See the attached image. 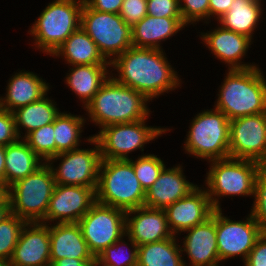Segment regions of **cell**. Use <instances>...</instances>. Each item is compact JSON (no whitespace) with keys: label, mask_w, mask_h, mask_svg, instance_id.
<instances>
[{"label":"cell","mask_w":266,"mask_h":266,"mask_svg":"<svg viewBox=\"0 0 266 266\" xmlns=\"http://www.w3.org/2000/svg\"><path fill=\"white\" fill-rule=\"evenodd\" d=\"M96 189L56 184L45 217L40 222L78 223L96 202Z\"/></svg>","instance_id":"obj_15"},{"label":"cell","mask_w":266,"mask_h":266,"mask_svg":"<svg viewBox=\"0 0 266 266\" xmlns=\"http://www.w3.org/2000/svg\"><path fill=\"white\" fill-rule=\"evenodd\" d=\"M146 191L129 160L102 159L96 201L128 211L144 206Z\"/></svg>","instance_id":"obj_4"},{"label":"cell","mask_w":266,"mask_h":266,"mask_svg":"<svg viewBox=\"0 0 266 266\" xmlns=\"http://www.w3.org/2000/svg\"><path fill=\"white\" fill-rule=\"evenodd\" d=\"M145 120L112 124L102 128L93 137L97 140L102 159L129 160L128 153L144 145L169 129L145 126Z\"/></svg>","instance_id":"obj_11"},{"label":"cell","mask_w":266,"mask_h":266,"mask_svg":"<svg viewBox=\"0 0 266 266\" xmlns=\"http://www.w3.org/2000/svg\"><path fill=\"white\" fill-rule=\"evenodd\" d=\"M80 27L95 42L106 61L114 59L132 46V27L119 14L91 9L85 2L81 11Z\"/></svg>","instance_id":"obj_9"},{"label":"cell","mask_w":266,"mask_h":266,"mask_svg":"<svg viewBox=\"0 0 266 266\" xmlns=\"http://www.w3.org/2000/svg\"><path fill=\"white\" fill-rule=\"evenodd\" d=\"M131 214L135 216L129 218ZM125 229V236L130 237L137 246L174 237L165 210L147 206L126 211Z\"/></svg>","instance_id":"obj_18"},{"label":"cell","mask_w":266,"mask_h":266,"mask_svg":"<svg viewBox=\"0 0 266 266\" xmlns=\"http://www.w3.org/2000/svg\"><path fill=\"white\" fill-rule=\"evenodd\" d=\"M123 238H120L118 241L111 244L109 247H107L98 257H96L101 263L107 265V266H137L138 264V246L136 243L132 241L130 237H128L130 244L132 246V250H130L129 255H123L121 252H123L122 247H119L120 245H128L125 243V241L121 240ZM120 242L122 244H120Z\"/></svg>","instance_id":"obj_35"},{"label":"cell","mask_w":266,"mask_h":266,"mask_svg":"<svg viewBox=\"0 0 266 266\" xmlns=\"http://www.w3.org/2000/svg\"><path fill=\"white\" fill-rule=\"evenodd\" d=\"M0 266H13L8 259L0 258Z\"/></svg>","instance_id":"obj_47"},{"label":"cell","mask_w":266,"mask_h":266,"mask_svg":"<svg viewBox=\"0 0 266 266\" xmlns=\"http://www.w3.org/2000/svg\"><path fill=\"white\" fill-rule=\"evenodd\" d=\"M43 96L40 100L20 107L13 111L15 127L18 137H21L22 126L26 132L24 138L32 131L54 122L60 114L56 105L49 98Z\"/></svg>","instance_id":"obj_29"},{"label":"cell","mask_w":266,"mask_h":266,"mask_svg":"<svg viewBox=\"0 0 266 266\" xmlns=\"http://www.w3.org/2000/svg\"><path fill=\"white\" fill-rule=\"evenodd\" d=\"M26 221L10 213L0 222V258L10 260Z\"/></svg>","instance_id":"obj_33"},{"label":"cell","mask_w":266,"mask_h":266,"mask_svg":"<svg viewBox=\"0 0 266 266\" xmlns=\"http://www.w3.org/2000/svg\"><path fill=\"white\" fill-rule=\"evenodd\" d=\"M179 2L181 17L186 25L209 18V0H179Z\"/></svg>","instance_id":"obj_37"},{"label":"cell","mask_w":266,"mask_h":266,"mask_svg":"<svg viewBox=\"0 0 266 266\" xmlns=\"http://www.w3.org/2000/svg\"><path fill=\"white\" fill-rule=\"evenodd\" d=\"M147 15L182 18L179 0H147Z\"/></svg>","instance_id":"obj_39"},{"label":"cell","mask_w":266,"mask_h":266,"mask_svg":"<svg viewBox=\"0 0 266 266\" xmlns=\"http://www.w3.org/2000/svg\"><path fill=\"white\" fill-rule=\"evenodd\" d=\"M10 202L6 192L0 194V222L10 214Z\"/></svg>","instance_id":"obj_45"},{"label":"cell","mask_w":266,"mask_h":266,"mask_svg":"<svg viewBox=\"0 0 266 266\" xmlns=\"http://www.w3.org/2000/svg\"><path fill=\"white\" fill-rule=\"evenodd\" d=\"M110 64L76 65L66 77V83L83 101L84 107L109 79L107 68ZM107 67V68H106Z\"/></svg>","instance_id":"obj_27"},{"label":"cell","mask_w":266,"mask_h":266,"mask_svg":"<svg viewBox=\"0 0 266 266\" xmlns=\"http://www.w3.org/2000/svg\"><path fill=\"white\" fill-rule=\"evenodd\" d=\"M175 237L138 246L137 266H187Z\"/></svg>","instance_id":"obj_30"},{"label":"cell","mask_w":266,"mask_h":266,"mask_svg":"<svg viewBox=\"0 0 266 266\" xmlns=\"http://www.w3.org/2000/svg\"><path fill=\"white\" fill-rule=\"evenodd\" d=\"M190 127L184 146L186 152L209 161L229 157L230 120L223 112L217 109L201 112Z\"/></svg>","instance_id":"obj_8"},{"label":"cell","mask_w":266,"mask_h":266,"mask_svg":"<svg viewBox=\"0 0 266 266\" xmlns=\"http://www.w3.org/2000/svg\"><path fill=\"white\" fill-rule=\"evenodd\" d=\"M197 185L185 179L182 166L164 169L146 190L144 206L165 209L177 200L189 195Z\"/></svg>","instance_id":"obj_20"},{"label":"cell","mask_w":266,"mask_h":266,"mask_svg":"<svg viewBox=\"0 0 266 266\" xmlns=\"http://www.w3.org/2000/svg\"><path fill=\"white\" fill-rule=\"evenodd\" d=\"M229 157L266 165V112L230 120Z\"/></svg>","instance_id":"obj_13"},{"label":"cell","mask_w":266,"mask_h":266,"mask_svg":"<svg viewBox=\"0 0 266 266\" xmlns=\"http://www.w3.org/2000/svg\"><path fill=\"white\" fill-rule=\"evenodd\" d=\"M166 59L162 49L131 46L115 59H109L110 66L119 74V78H112L152 100L180 84L176 71Z\"/></svg>","instance_id":"obj_1"},{"label":"cell","mask_w":266,"mask_h":266,"mask_svg":"<svg viewBox=\"0 0 266 266\" xmlns=\"http://www.w3.org/2000/svg\"><path fill=\"white\" fill-rule=\"evenodd\" d=\"M23 140L45 162L56 156L54 122L30 132Z\"/></svg>","instance_id":"obj_32"},{"label":"cell","mask_w":266,"mask_h":266,"mask_svg":"<svg viewBox=\"0 0 266 266\" xmlns=\"http://www.w3.org/2000/svg\"><path fill=\"white\" fill-rule=\"evenodd\" d=\"M253 196L255 201L250 214L266 233V165H262L259 169Z\"/></svg>","instance_id":"obj_36"},{"label":"cell","mask_w":266,"mask_h":266,"mask_svg":"<svg viewBox=\"0 0 266 266\" xmlns=\"http://www.w3.org/2000/svg\"><path fill=\"white\" fill-rule=\"evenodd\" d=\"M55 185L51 167L43 162L35 172L8 187L10 212L26 222H40L45 217Z\"/></svg>","instance_id":"obj_6"},{"label":"cell","mask_w":266,"mask_h":266,"mask_svg":"<svg viewBox=\"0 0 266 266\" xmlns=\"http://www.w3.org/2000/svg\"><path fill=\"white\" fill-rule=\"evenodd\" d=\"M225 77L215 109L229 120L266 112V80L257 66L229 70Z\"/></svg>","instance_id":"obj_3"},{"label":"cell","mask_w":266,"mask_h":266,"mask_svg":"<svg viewBox=\"0 0 266 266\" xmlns=\"http://www.w3.org/2000/svg\"><path fill=\"white\" fill-rule=\"evenodd\" d=\"M184 26L182 18L146 15L132 27V46L161 49L159 42L177 34Z\"/></svg>","instance_id":"obj_24"},{"label":"cell","mask_w":266,"mask_h":266,"mask_svg":"<svg viewBox=\"0 0 266 266\" xmlns=\"http://www.w3.org/2000/svg\"><path fill=\"white\" fill-rule=\"evenodd\" d=\"M84 0H54L40 14L29 31L43 53L53 55L80 28Z\"/></svg>","instance_id":"obj_5"},{"label":"cell","mask_w":266,"mask_h":266,"mask_svg":"<svg viewBox=\"0 0 266 266\" xmlns=\"http://www.w3.org/2000/svg\"><path fill=\"white\" fill-rule=\"evenodd\" d=\"M84 118L67 113H60L54 120V139L56 142V155L78 148L79 137L83 127Z\"/></svg>","instance_id":"obj_31"},{"label":"cell","mask_w":266,"mask_h":266,"mask_svg":"<svg viewBox=\"0 0 266 266\" xmlns=\"http://www.w3.org/2000/svg\"><path fill=\"white\" fill-rule=\"evenodd\" d=\"M43 161L23 139L5 147V192L16 181L35 172Z\"/></svg>","instance_id":"obj_25"},{"label":"cell","mask_w":266,"mask_h":266,"mask_svg":"<svg viewBox=\"0 0 266 266\" xmlns=\"http://www.w3.org/2000/svg\"><path fill=\"white\" fill-rule=\"evenodd\" d=\"M18 139L13 112L0 108V145L6 147Z\"/></svg>","instance_id":"obj_40"},{"label":"cell","mask_w":266,"mask_h":266,"mask_svg":"<svg viewBox=\"0 0 266 266\" xmlns=\"http://www.w3.org/2000/svg\"><path fill=\"white\" fill-rule=\"evenodd\" d=\"M0 189L5 192V146L0 145Z\"/></svg>","instance_id":"obj_46"},{"label":"cell","mask_w":266,"mask_h":266,"mask_svg":"<svg viewBox=\"0 0 266 266\" xmlns=\"http://www.w3.org/2000/svg\"><path fill=\"white\" fill-rule=\"evenodd\" d=\"M209 162L212 164L205 184L208 186L207 195L214 209H221L216 196H250L254 194L256 177L262 166L260 163L230 157Z\"/></svg>","instance_id":"obj_7"},{"label":"cell","mask_w":266,"mask_h":266,"mask_svg":"<svg viewBox=\"0 0 266 266\" xmlns=\"http://www.w3.org/2000/svg\"><path fill=\"white\" fill-rule=\"evenodd\" d=\"M9 80L6 96L0 97V108L10 112L40 100L49 90V85L33 72L20 71Z\"/></svg>","instance_id":"obj_23"},{"label":"cell","mask_w":266,"mask_h":266,"mask_svg":"<svg viewBox=\"0 0 266 266\" xmlns=\"http://www.w3.org/2000/svg\"><path fill=\"white\" fill-rule=\"evenodd\" d=\"M49 234L51 264L63 258L95 260L78 223H57L49 226Z\"/></svg>","instance_id":"obj_22"},{"label":"cell","mask_w":266,"mask_h":266,"mask_svg":"<svg viewBox=\"0 0 266 266\" xmlns=\"http://www.w3.org/2000/svg\"><path fill=\"white\" fill-rule=\"evenodd\" d=\"M64 56L71 66L110 64L100 54L97 45L80 27L73 32L52 56Z\"/></svg>","instance_id":"obj_26"},{"label":"cell","mask_w":266,"mask_h":266,"mask_svg":"<svg viewBox=\"0 0 266 266\" xmlns=\"http://www.w3.org/2000/svg\"><path fill=\"white\" fill-rule=\"evenodd\" d=\"M262 14L261 2L254 0H233L230 9L219 18L222 27L247 36L252 40L255 27Z\"/></svg>","instance_id":"obj_28"},{"label":"cell","mask_w":266,"mask_h":266,"mask_svg":"<svg viewBox=\"0 0 266 266\" xmlns=\"http://www.w3.org/2000/svg\"><path fill=\"white\" fill-rule=\"evenodd\" d=\"M49 224L26 222L10 258L13 266H51Z\"/></svg>","instance_id":"obj_16"},{"label":"cell","mask_w":266,"mask_h":266,"mask_svg":"<svg viewBox=\"0 0 266 266\" xmlns=\"http://www.w3.org/2000/svg\"><path fill=\"white\" fill-rule=\"evenodd\" d=\"M244 263L245 266H266V233L256 241Z\"/></svg>","instance_id":"obj_41"},{"label":"cell","mask_w":266,"mask_h":266,"mask_svg":"<svg viewBox=\"0 0 266 266\" xmlns=\"http://www.w3.org/2000/svg\"><path fill=\"white\" fill-rule=\"evenodd\" d=\"M149 101L139 91L109 79L85 106L91 121L104 128L112 124L132 123L148 119Z\"/></svg>","instance_id":"obj_2"},{"label":"cell","mask_w":266,"mask_h":266,"mask_svg":"<svg viewBox=\"0 0 266 266\" xmlns=\"http://www.w3.org/2000/svg\"><path fill=\"white\" fill-rule=\"evenodd\" d=\"M94 266H107V265L101 263L97 258H95V264H94Z\"/></svg>","instance_id":"obj_48"},{"label":"cell","mask_w":266,"mask_h":266,"mask_svg":"<svg viewBox=\"0 0 266 266\" xmlns=\"http://www.w3.org/2000/svg\"><path fill=\"white\" fill-rule=\"evenodd\" d=\"M184 232H189L183 241V249L190 259L191 266H219L216 235V209L205 222Z\"/></svg>","instance_id":"obj_19"},{"label":"cell","mask_w":266,"mask_h":266,"mask_svg":"<svg viewBox=\"0 0 266 266\" xmlns=\"http://www.w3.org/2000/svg\"><path fill=\"white\" fill-rule=\"evenodd\" d=\"M87 140L96 144L94 149L76 148L59 153L47 161L56 184L97 188L102 157L97 140L92 136ZM57 159L62 160L61 164L56 167L58 169L51 166L52 162Z\"/></svg>","instance_id":"obj_12"},{"label":"cell","mask_w":266,"mask_h":266,"mask_svg":"<svg viewBox=\"0 0 266 266\" xmlns=\"http://www.w3.org/2000/svg\"><path fill=\"white\" fill-rule=\"evenodd\" d=\"M133 165L136 177L146 191L159 177L165 167L164 162L154 154L142 155L136 161L129 159Z\"/></svg>","instance_id":"obj_34"},{"label":"cell","mask_w":266,"mask_h":266,"mask_svg":"<svg viewBox=\"0 0 266 266\" xmlns=\"http://www.w3.org/2000/svg\"><path fill=\"white\" fill-rule=\"evenodd\" d=\"M245 221H233L216 209L217 249L220 261L242 256L246 261L256 241L264 233L259 224L248 215Z\"/></svg>","instance_id":"obj_14"},{"label":"cell","mask_w":266,"mask_h":266,"mask_svg":"<svg viewBox=\"0 0 266 266\" xmlns=\"http://www.w3.org/2000/svg\"><path fill=\"white\" fill-rule=\"evenodd\" d=\"M201 38L213 55L228 64L229 70L256 67L240 63L252 42L247 36L221 26L210 33H203Z\"/></svg>","instance_id":"obj_21"},{"label":"cell","mask_w":266,"mask_h":266,"mask_svg":"<svg viewBox=\"0 0 266 266\" xmlns=\"http://www.w3.org/2000/svg\"><path fill=\"white\" fill-rule=\"evenodd\" d=\"M233 0H209V19L210 16L217 15V19L221 18L230 9Z\"/></svg>","instance_id":"obj_43"},{"label":"cell","mask_w":266,"mask_h":266,"mask_svg":"<svg viewBox=\"0 0 266 266\" xmlns=\"http://www.w3.org/2000/svg\"><path fill=\"white\" fill-rule=\"evenodd\" d=\"M93 10L119 14L123 0H84Z\"/></svg>","instance_id":"obj_42"},{"label":"cell","mask_w":266,"mask_h":266,"mask_svg":"<svg viewBox=\"0 0 266 266\" xmlns=\"http://www.w3.org/2000/svg\"><path fill=\"white\" fill-rule=\"evenodd\" d=\"M119 15L133 27L147 15V0H123Z\"/></svg>","instance_id":"obj_38"},{"label":"cell","mask_w":266,"mask_h":266,"mask_svg":"<svg viewBox=\"0 0 266 266\" xmlns=\"http://www.w3.org/2000/svg\"><path fill=\"white\" fill-rule=\"evenodd\" d=\"M167 222L172 233L184 232L205 222L215 210L207 191L197 187L189 195L177 200L165 209Z\"/></svg>","instance_id":"obj_17"},{"label":"cell","mask_w":266,"mask_h":266,"mask_svg":"<svg viewBox=\"0 0 266 266\" xmlns=\"http://www.w3.org/2000/svg\"><path fill=\"white\" fill-rule=\"evenodd\" d=\"M78 224L96 258L111 244L125 237L126 211L96 201Z\"/></svg>","instance_id":"obj_10"},{"label":"cell","mask_w":266,"mask_h":266,"mask_svg":"<svg viewBox=\"0 0 266 266\" xmlns=\"http://www.w3.org/2000/svg\"><path fill=\"white\" fill-rule=\"evenodd\" d=\"M95 260H78L63 258L54 261L51 266H94Z\"/></svg>","instance_id":"obj_44"}]
</instances>
